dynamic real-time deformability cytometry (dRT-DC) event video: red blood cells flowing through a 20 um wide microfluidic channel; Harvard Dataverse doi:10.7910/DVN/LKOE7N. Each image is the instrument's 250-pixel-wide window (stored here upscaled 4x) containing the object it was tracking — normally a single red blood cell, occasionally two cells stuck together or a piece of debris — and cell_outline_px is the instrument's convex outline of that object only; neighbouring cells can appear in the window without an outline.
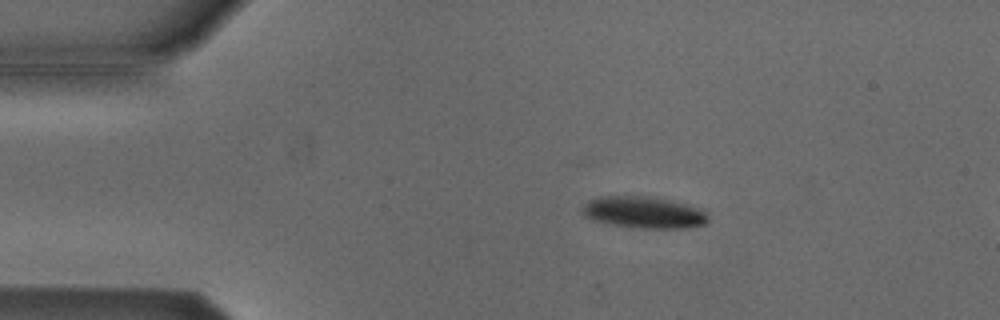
{"species": "Egyptian fruit bat (a non-hibernating species)", "species_latin": "Rousettus aegyptiacus", "temperature_condition": "cold", "stored_images_in_passage": 4, "camera_frame_rate_fps": 3000, "um_per_image_px": 0.085, "animal": {"sex": "male"}, "frame": {"image": 1, "passage_image": 3, "time_ms": 0.667, "image_size_px": [1000, 320], "cell_outline_px": [[708, 220], [704, 224], [684, 228], [640, 228], [612, 224], [596, 220], [584, 216], [580, 212], [580, 208], [588, 200], [600, 196], [636, 196], [668, 200], [684, 204], [696, 208], [704, 212], [708, 216]], "centroid_in_image_um": [54.64, 18.06], "position_along_channel_um": 30.4, "area_um2": 22.77}}